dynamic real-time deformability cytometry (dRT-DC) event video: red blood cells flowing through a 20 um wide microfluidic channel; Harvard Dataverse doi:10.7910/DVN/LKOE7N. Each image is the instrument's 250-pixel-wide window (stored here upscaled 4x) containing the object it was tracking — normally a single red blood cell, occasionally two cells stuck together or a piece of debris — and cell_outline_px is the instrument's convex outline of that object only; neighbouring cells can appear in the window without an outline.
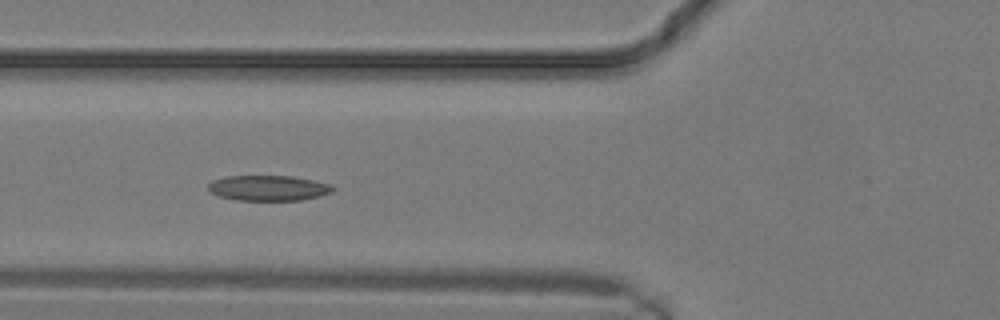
{"species": "common noctule bat (a hibernating species)", "species_latin": "Nyctalus noctula", "temperature_condition": "warm", "stored_images_in_passage": 14, "camera_frame_rate_fps": 3000, "um_per_image_px": 0.085, "animal": {"sex": "male", "body_mass_g": 19.2, "forearm_length_mm": 51.8}, "frame": {"image": 1, "passage_image": 8, "time_ms": 2.333, "image_size_px": [1000, 320], "cell_outline_px": [[336, 188], [332, 192], [320, 196], [300, 200], [236, 200], [220, 196], [208, 192], [208, 184], [212, 180], [224, 176], [292, 176], [332, 184]], "centroid_in_image_um": [22.81, 15.98], "position_along_channel_um": 103.0, "area_um2": 18.55}}
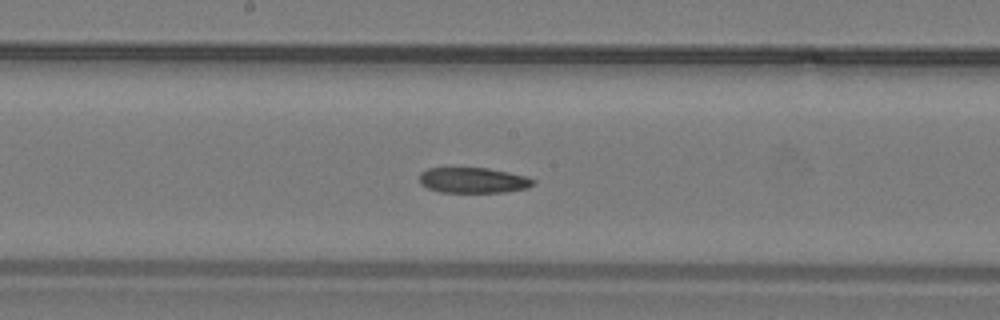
{"frame": {"image": 2, "passage_image": 12, "time_ms": 3.667, "image_size_px": [1000, 320], "cell_outline_px": [[536, 184], [528, 188], [504, 192], [440, 192], [428, 188], [420, 184], [420, 172], [428, 168], [488, 168], [528, 176], [536, 180]], "centroid_in_image_um": [40.26, 15.32], "position_along_channel_um": 207.9, "area_um2": 17.05}}
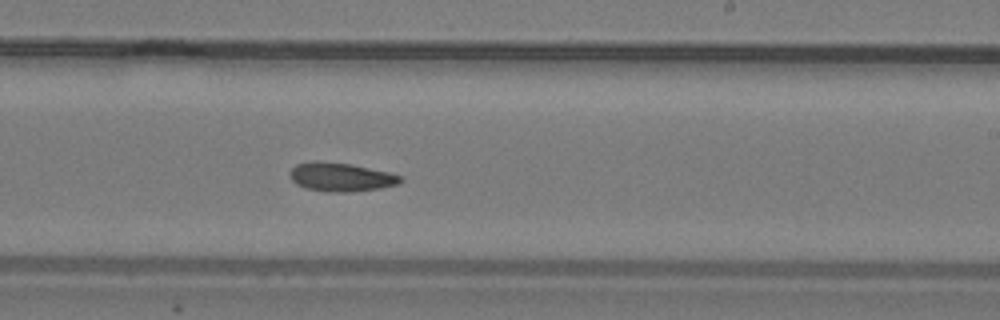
{"frame": {"image": 3, "passage_image": 14, "time_ms": 4.333, "image_size_px": [1000, 320], "cell_outline_px": [[404, 180], [396, 184], [380, 188], [348, 192], [328, 192], [308, 188], [296, 184], [292, 180], [288, 172], [296, 164], [352, 164], [388, 172], [400, 176]], "centroid_in_image_um": [29.02, 15.09], "position_along_channel_um": 260.0, "area_um2": 17.63}}